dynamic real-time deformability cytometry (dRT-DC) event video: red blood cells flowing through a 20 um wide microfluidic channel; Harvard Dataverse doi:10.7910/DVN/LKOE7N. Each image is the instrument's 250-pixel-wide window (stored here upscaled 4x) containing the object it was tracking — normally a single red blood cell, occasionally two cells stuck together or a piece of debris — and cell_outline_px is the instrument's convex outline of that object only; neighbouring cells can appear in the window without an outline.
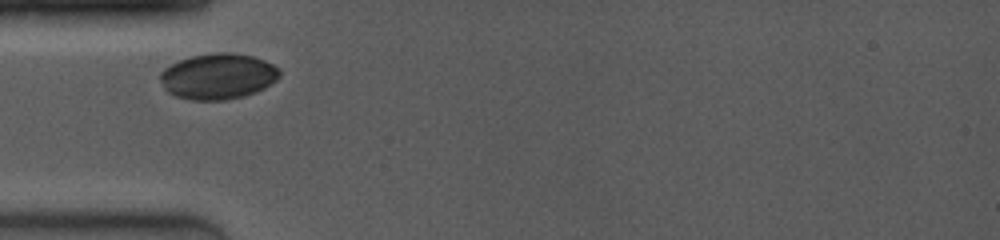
{"species": "common noctule bat (a hibernating species)", "species_latin": "Nyctalus noctula", "temperature_condition": "room temperature", "stored_images_in_passage": 17, "camera_frame_rate_fps": 4000, "um_per_image_px": 0.085, "animal": {"sex": "female", "body_mass_g": 19.0, "forearm_length_mm": 53.3}, "frame": {"image": 1, "passage_image": 1, "time_ms": 0.0, "image_size_px": [1000, 240], "cell_outline_px": [[280, 76], [276, 80], [264, 88], [244, 96], [224, 100], [192, 100], [176, 96], [168, 92], [164, 88], [160, 80], [160, 72], [164, 68], [180, 60], [192, 56], [216, 52], [228, 52], [252, 56], [264, 60], [280, 68]], "centroid_in_image_um": [18.53, 6.49], "position_along_channel_um": 66.5, "area_um2": 31.79}}
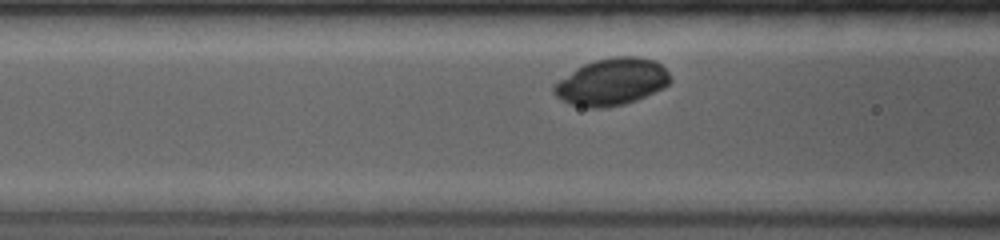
{"frame": {"image": 2, "passage_image": 6, "time_ms": 1.25, "image_size_px": [1000, 240], "cell_outline_px": [[672, 80], [668, 84], [636, 100], [624, 104], [604, 108], [588, 108], [568, 104], [556, 96], [552, 92], [552, 88], [560, 80], [576, 68], [584, 64], [596, 60], [616, 56], [636, 56], [656, 60], [668, 72]], "centroid_in_image_um": [51.98, 6.96], "position_along_channel_um": 114.6, "area_um2": 31.62}}
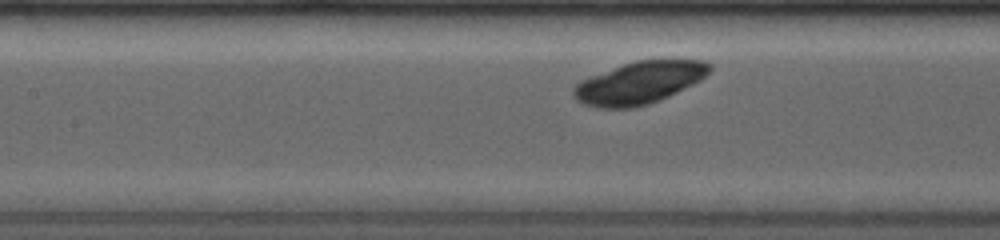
{"frame": {"image": 3, "passage_image": 10, "time_ms": 2.25, "image_size_px": [1000, 240], "cell_outline_px": [[712, 68], [704, 76], [692, 84], [668, 96], [648, 104], [632, 108], [596, 108], [584, 104], [576, 100], [572, 96], [572, 88], [576, 84], [592, 76], [624, 64], [636, 60], [700, 60], [708, 64]], "centroid_in_image_um": [54.28, 7.05], "position_along_channel_um": 153.1, "area_um2": 32.89}}